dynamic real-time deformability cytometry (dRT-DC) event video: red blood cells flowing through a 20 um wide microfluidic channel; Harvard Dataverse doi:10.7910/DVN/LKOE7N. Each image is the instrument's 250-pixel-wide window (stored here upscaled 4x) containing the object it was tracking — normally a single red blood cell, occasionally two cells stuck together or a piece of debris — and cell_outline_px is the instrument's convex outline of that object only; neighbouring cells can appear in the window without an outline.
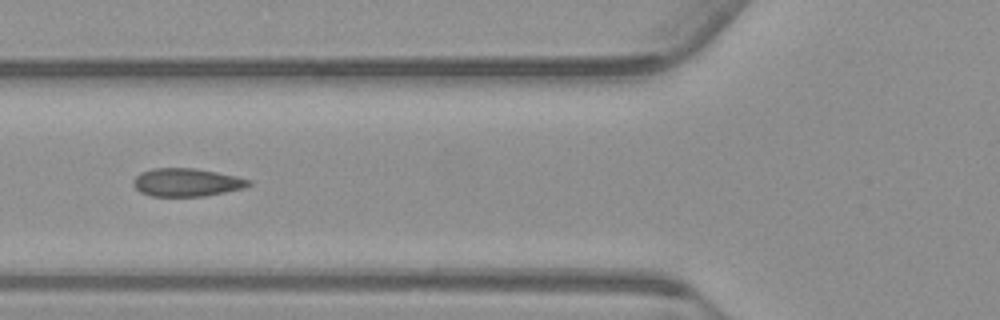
{"species": "common noctule bat (a hibernating species)", "species_latin": "Nyctalus noctula", "temperature_condition": "warm", "stored_images_in_passage": 45, "camera_frame_rate_fps": 3000, "um_per_image_px": 0.085, "animal": {"sex": "male", "body_mass_g": 23.1, "forearm_length_mm": 52.7}, "frame": {"image": 1, "passage_image": 11, "time_ms": 3.333, "image_size_px": [1000, 320], "cell_outline_px": [[252, 184], [244, 188], [204, 196], [152, 196], [140, 192], [132, 184], [132, 180], [140, 172], [152, 168], [196, 168], [236, 176], [252, 180]], "centroid_in_image_um": [15.85, 15.49], "position_along_channel_um": 109.9, "area_um2": 18.96}}
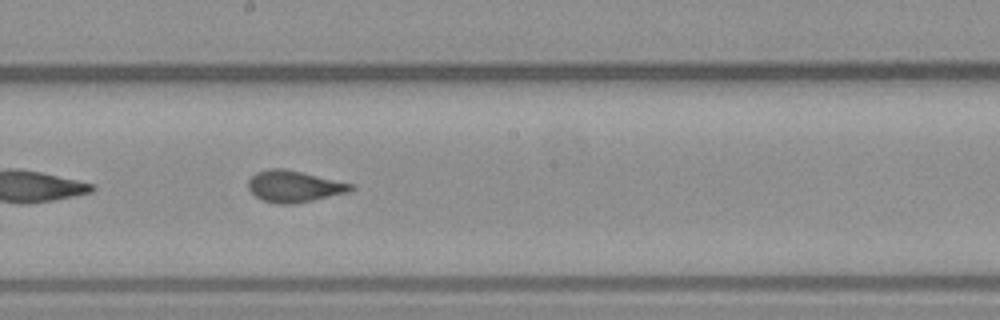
{"frame": {"image": 2, "passage_image": 20, "time_ms": 6.333, "image_size_px": [1000, 320], "cell_outline_px": [[356, 188], [348, 192], [312, 200], [292, 204], [280, 204], [264, 200], [256, 196], [248, 188], [248, 180], [256, 172], [268, 168], [284, 168], [356, 184]], "centroid_in_image_um": [25.03, 15.82], "position_along_channel_um": 223.2, "area_um2": 18.84}}
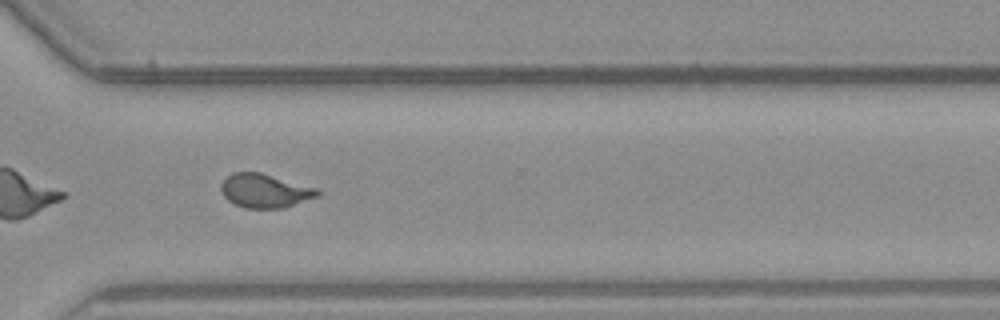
{"frame": {"image": 3, "passage_image": 30, "time_ms": 9.667, "image_size_px": [1000, 320], "cell_outline_px": [[320, 196], [280, 208], [244, 208], [228, 200], [224, 196], [220, 188], [220, 184], [232, 172], [260, 172], [320, 188]], "centroid_in_image_um": [22.54, 16.2], "position_along_channel_um": 348.1, "area_um2": 19.07}, "authors_computed_cell_mechanics": {"area_um2": 19.0162, "velocity_mm_per_s": 3.7638, "shape_relaxation_time_tau1_ms": 7.2258, "shape_relaxation_time_tau2_ms": null, "deformation_change_tau1": 0.1763, "deformation_change_tau2": null}}